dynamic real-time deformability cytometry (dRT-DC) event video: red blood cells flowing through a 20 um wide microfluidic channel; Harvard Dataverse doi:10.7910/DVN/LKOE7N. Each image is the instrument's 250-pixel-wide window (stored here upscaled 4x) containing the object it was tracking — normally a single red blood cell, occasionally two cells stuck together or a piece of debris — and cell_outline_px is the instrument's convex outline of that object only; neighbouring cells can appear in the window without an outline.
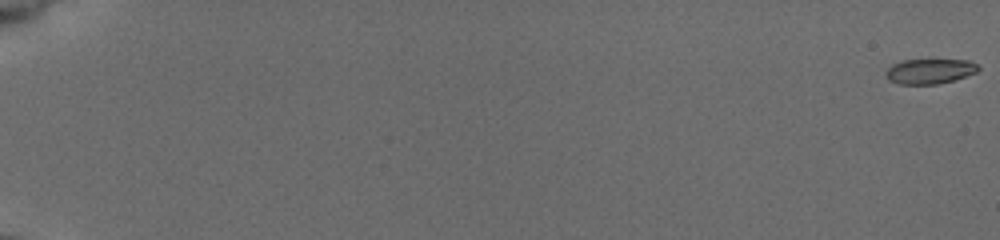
{"species": "common noctule bat (a hibernating species)", "species_latin": "Nyctalus noctula", "temperature_condition": "cold", "stored_images_in_passage": 13, "camera_frame_rate_fps": 3000, "um_per_image_px": 0.085, "animal": {"sex": "female", "body_mass_g": 19.5, "forearm_length_mm": 54.1}, "frame": {"image": 1, "passage_image": 1, "time_ms": 0.0, "image_size_px": [1000, 240], "cell_outline_px": [[980, 68], [976, 72], [952, 80], [936, 84], [900, 84], [888, 80], [884, 76], [884, 72], [892, 64], [904, 60], [968, 60], [980, 64]], "centroid_in_image_um": [79.0, 6.05], "position_along_channel_um": 6.0, "area_um2": 13.47}}